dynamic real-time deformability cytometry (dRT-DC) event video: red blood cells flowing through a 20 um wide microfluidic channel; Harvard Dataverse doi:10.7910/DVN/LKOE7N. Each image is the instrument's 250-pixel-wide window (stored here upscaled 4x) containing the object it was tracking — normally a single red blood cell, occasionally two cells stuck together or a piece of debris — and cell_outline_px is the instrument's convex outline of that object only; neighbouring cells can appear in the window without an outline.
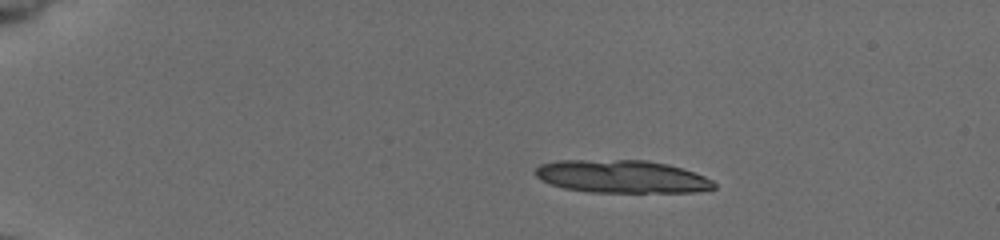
{"species": "common noctule bat (a hibernating species)", "species_latin": "Nyctalus noctula", "temperature_condition": "cold", "stored_images_in_passage": 16, "camera_frame_rate_fps": 3000, "um_per_image_px": 0.085, "animal": {"sex": "female", "body_mass_g": 19.5, "forearm_length_mm": 54.1}, "frame": {"image": 1, "passage_image": 4, "time_ms": 1.0, "image_size_px": [1000, 240], "cell_outline_px": [[716, 188], [696, 192], [588, 192], [564, 188], [540, 180], [532, 172], [540, 164], [556, 160], [648, 160], [668, 164], [704, 176], [712, 180], [716, 184]], "centroid_in_image_um": [52.82, 15.0], "position_along_channel_um": 32.2, "area_um2": 34.33}}
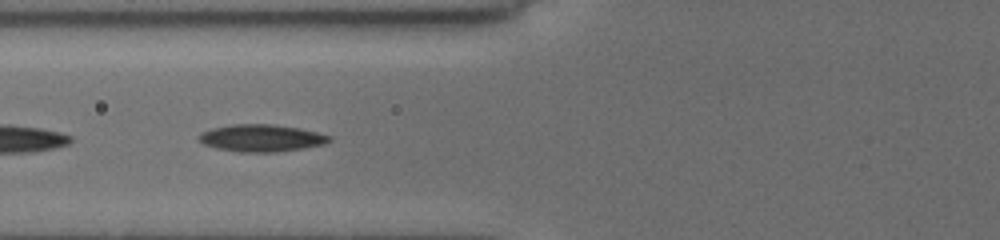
{"frame": {"image": 2, "passage_image": 15, "time_ms": 4.667, "image_size_px": [1000, 240], "cell_outline_px": [[332, 140], [324, 144], [304, 148], [276, 152], [240, 152], [216, 148], [204, 144], [196, 140], [196, 136], [200, 132], [212, 128], [232, 124], [276, 124], [300, 128], [332, 136]], "centroid_in_image_um": [22.19, 11.73], "position_along_channel_um": 103.6, "area_um2": 20.92}}